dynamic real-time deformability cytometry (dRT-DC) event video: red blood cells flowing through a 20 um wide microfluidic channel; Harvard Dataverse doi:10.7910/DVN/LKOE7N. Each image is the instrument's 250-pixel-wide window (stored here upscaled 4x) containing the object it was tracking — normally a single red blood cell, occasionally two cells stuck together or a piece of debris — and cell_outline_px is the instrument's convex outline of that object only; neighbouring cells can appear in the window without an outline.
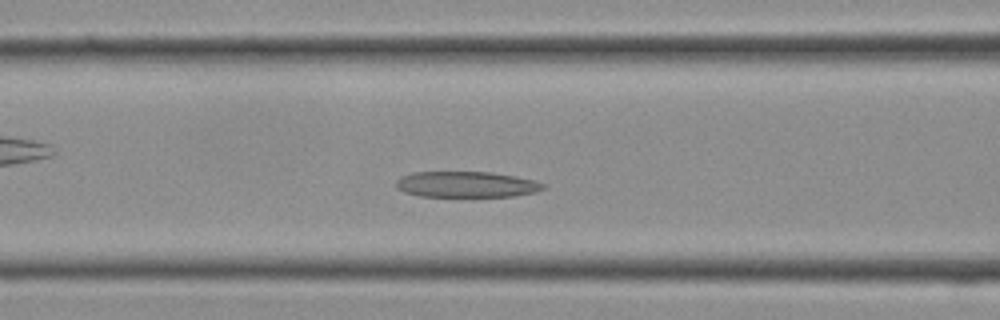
{"species": "Egyptian fruit bat (a non-hibernating species)", "species_latin": "Rousettus aegyptiacus", "temperature_condition": "cold", "stored_images_in_passage": 11, "camera_frame_rate_fps": 3000, "um_per_image_px": 0.085, "frame": {"image": 1, "passage_image": 5, "time_ms": 1.333, "image_size_px": [1000, 320], "cell_outline_px": [[548, 184], [544, 188], [536, 192], [512, 196], [420, 196], [404, 192], [396, 188], [396, 180], [400, 176], [416, 172], [492, 172], [532, 180]], "centroid_in_image_um": [39.62, 15.67], "position_along_channel_um": 127.0, "area_um2": 22.08}}
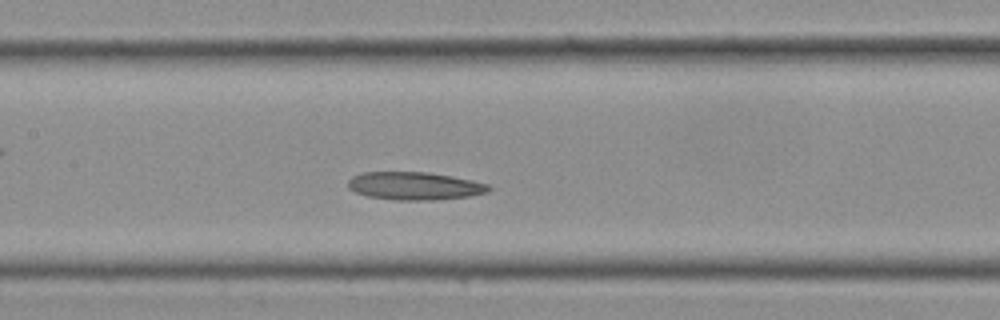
{"frame": {"image": 2, "passage_image": 7, "time_ms": 2.0, "image_size_px": [1000, 320], "cell_outline_px": [[492, 188], [488, 192], [468, 196], [432, 200], [392, 200], [368, 196], [356, 192], [348, 188], [348, 180], [352, 176], [364, 172], [428, 172], [472, 180], [492, 184]], "centroid_in_image_um": [35.26, 15.8], "position_along_channel_um": 172.1, "area_um2": 22.95}}
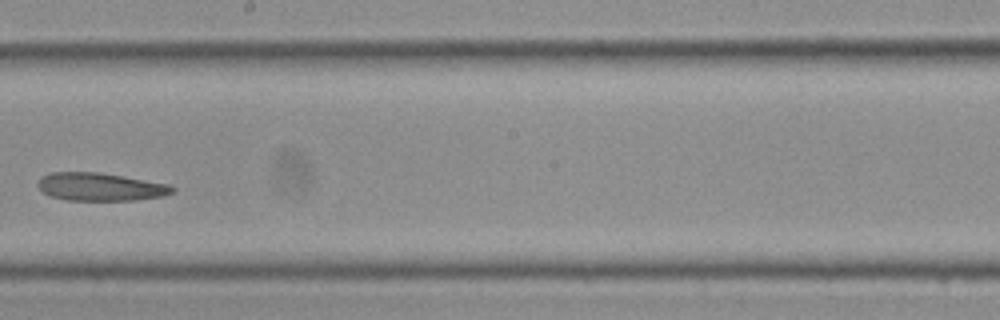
{"frame": {"image": 3, "passage_image": 10, "time_ms": 3.0, "image_size_px": [1000, 320], "cell_outline_px": [[176, 192], [164, 196], [136, 200], [68, 200], [52, 196], [44, 192], [36, 184], [40, 176], [52, 172], [100, 172], [124, 176], [168, 184], [176, 188]], "centroid_in_image_um": [8.56, 15.87], "position_along_channel_um": 239.6, "area_um2": 22.02}}